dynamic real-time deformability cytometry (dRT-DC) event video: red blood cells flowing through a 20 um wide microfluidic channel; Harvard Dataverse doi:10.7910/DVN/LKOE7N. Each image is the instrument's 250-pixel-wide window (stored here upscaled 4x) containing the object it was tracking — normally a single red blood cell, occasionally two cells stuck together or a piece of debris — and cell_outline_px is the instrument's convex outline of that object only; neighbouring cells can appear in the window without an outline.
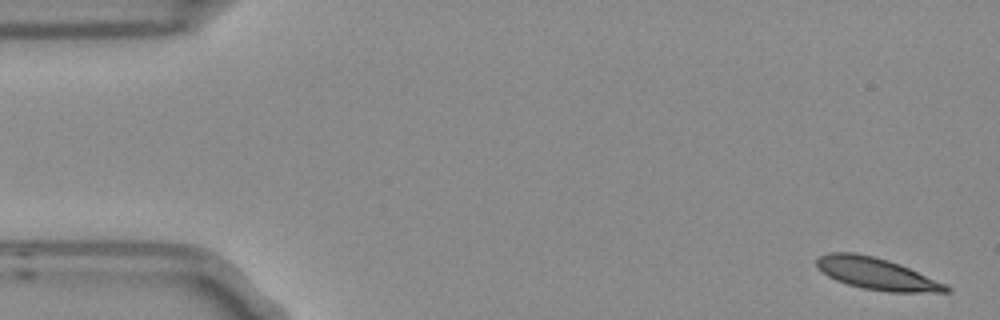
{"species": "Egyptian fruit bat (a non-hibernating species)", "species_latin": "Rousettus aegyptiacus", "temperature_condition": "room temperature", "stored_images_in_passage": 5, "segment_of_instrument_passage": [1, 2], "camera_frame_rate_fps": 3000, "um_per_image_px": 0.085, "frame": {"image": 1, "passage_image": 1, "time_ms": 0.0, "image_size_px": [1000, 320], "cell_outline_px": [[952, 292], [892, 292], [864, 288], [848, 284], [836, 280], [828, 276], [816, 264], [816, 260], [820, 256], [828, 252], [856, 252], [888, 260], [900, 264], [944, 284], [952, 288]], "centroid_in_image_um": [74.5, 23.26], "position_along_channel_um": 10.5, "area_um2": 23.58}}
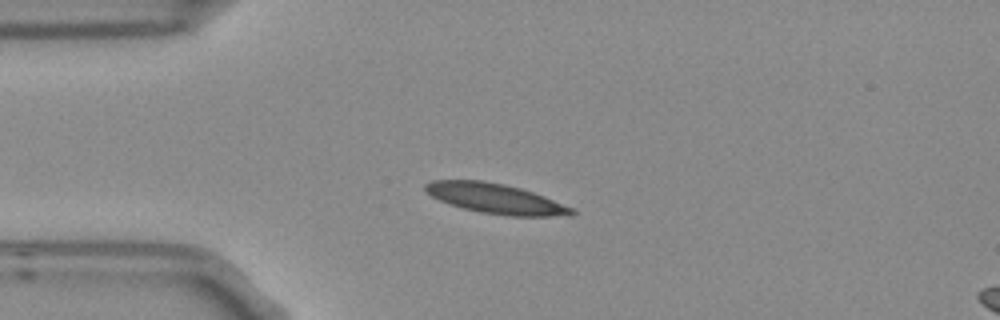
{"frame": {"image": 2, "passage_image": 4, "time_ms": 1.0, "image_size_px": [1000, 320], "cell_outline_px": [[576, 212], [572, 216], [504, 216], [480, 212], [464, 208], [440, 200], [432, 196], [424, 188], [424, 184], [432, 180], [480, 180], [504, 184], [520, 188], [544, 196], [572, 208]], "centroid_in_image_um": [42.14, 16.88], "position_along_channel_um": 42.9, "area_um2": 25.37}}